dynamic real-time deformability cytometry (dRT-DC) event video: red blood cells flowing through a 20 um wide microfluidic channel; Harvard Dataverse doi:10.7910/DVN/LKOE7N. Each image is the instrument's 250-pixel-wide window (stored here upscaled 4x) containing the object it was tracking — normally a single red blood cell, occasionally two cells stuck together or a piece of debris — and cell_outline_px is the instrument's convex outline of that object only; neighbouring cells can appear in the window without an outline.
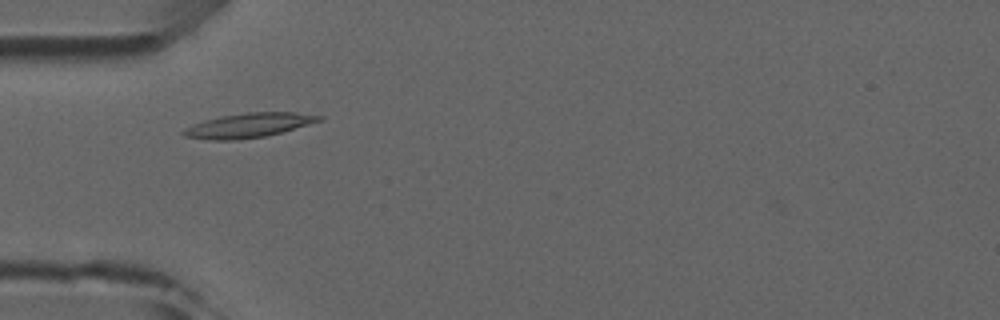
{"species": "common noctule bat (a hibernating species)", "species_latin": "Nyctalus noctula", "temperature_condition": "room temperature", "stored_images_in_passage": 2, "camera_frame_rate_fps": 3000, "um_per_image_px": 0.085, "animal": {"sex": "male", "forearm_length_mm": 52.5}, "frame": {"image": 1, "passage_image": 2, "time_ms": 1.0, "image_size_px": [1000, 320], "cell_outline_px": [[324, 120], [280, 132], [264, 136], [236, 140], [212, 140], [184, 136], [180, 132], [184, 128], [192, 124], [204, 120], [220, 116], [248, 112], [296, 112], [324, 116]], "centroid_in_image_um": [21.12, 10.64], "position_along_channel_um": 63.9, "area_um2": 19.31}}